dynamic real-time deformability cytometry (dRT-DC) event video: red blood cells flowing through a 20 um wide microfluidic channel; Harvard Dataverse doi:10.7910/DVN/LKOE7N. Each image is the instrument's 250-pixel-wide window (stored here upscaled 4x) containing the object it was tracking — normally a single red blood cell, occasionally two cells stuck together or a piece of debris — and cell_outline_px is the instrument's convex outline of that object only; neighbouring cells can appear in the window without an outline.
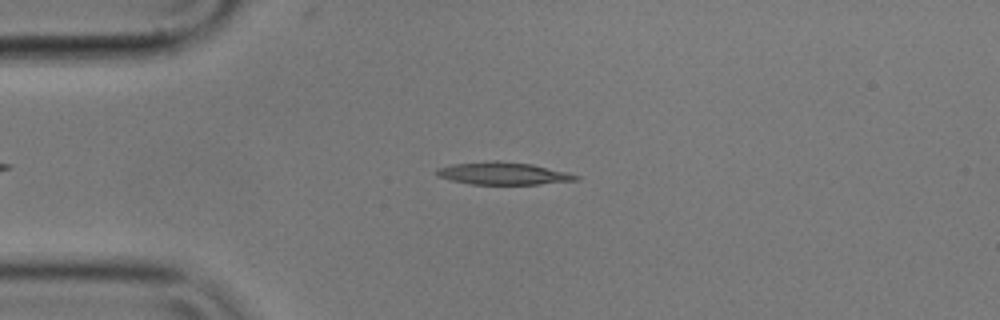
{"species": "common noctule bat (a hibernating species)", "species_latin": "Nyctalus noctula", "temperature_condition": "cold", "stored_images_in_passage": 5, "camera_frame_rate_fps": 3000, "um_per_image_px": 0.085, "animal": {"sex": "male", "body_mass_g": 17.9}, "frame": {"image": 1, "passage_image": 2, "time_ms": 0.333, "image_size_px": [1000, 320], "cell_outline_px": [[580, 180], [540, 184], [472, 184], [452, 180], [436, 176], [436, 168], [452, 164], [492, 160], [496, 160], [532, 164], [568, 172], [580, 176]], "centroid_in_image_um": [42.78, 14.73], "position_along_channel_um": 42.2, "area_um2": 18.32}}
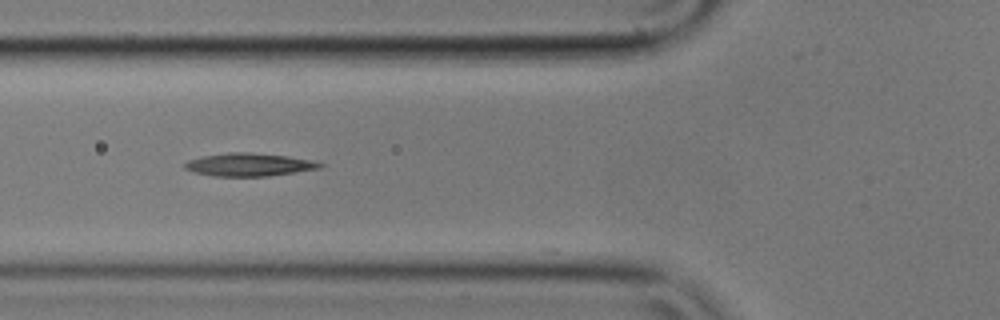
{"frame": {"image": 2, "passage_image": 4, "time_ms": 1.0, "image_size_px": [1000, 320], "cell_outline_px": [[324, 164], [320, 168], [268, 176], [212, 176], [192, 172], [184, 168], [184, 164], [188, 160], [200, 156], [228, 152], [248, 152], [288, 156], [312, 160]], "centroid_in_image_um": [21.11, 13.99], "position_along_channel_um": 104.7, "area_um2": 18.15}}
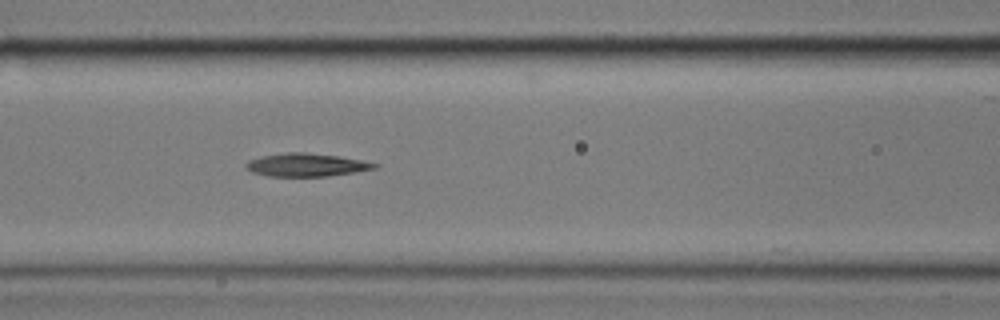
{"frame": {"image": 3, "passage_image": 5, "time_ms": 1.333, "image_size_px": [1000, 320], "cell_outline_px": [[380, 164], [376, 168], [356, 172], [328, 176], [268, 176], [252, 172], [244, 168], [244, 164], [248, 160], [260, 156], [288, 152], [304, 152], [336, 156], [360, 160]], "centroid_in_image_um": [25.98, 14.02], "position_along_channel_um": 140.6, "area_um2": 17.28}}